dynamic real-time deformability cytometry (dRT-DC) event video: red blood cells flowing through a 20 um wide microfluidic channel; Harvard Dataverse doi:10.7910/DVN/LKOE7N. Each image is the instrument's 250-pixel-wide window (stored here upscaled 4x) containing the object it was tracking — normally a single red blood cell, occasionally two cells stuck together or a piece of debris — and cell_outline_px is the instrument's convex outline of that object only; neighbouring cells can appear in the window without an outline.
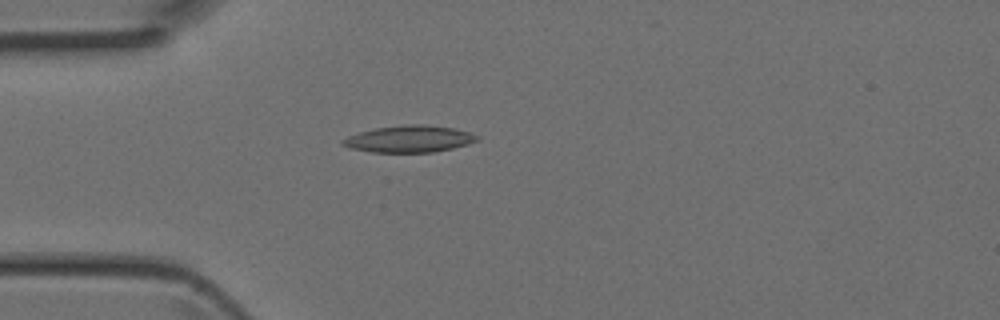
{"species": "Egyptian fruit bat (a non-hibernating species)", "species_latin": "Rousettus aegyptiacus", "temperature_condition": "room temperature", "stored_images_in_passage": 4, "camera_frame_rate_fps": 3000, "um_per_image_px": 0.085, "animal": {"sex": "female"}, "frame": {"image": 1, "passage_image": 4, "time_ms": 1.0, "image_size_px": [1000, 320], "cell_outline_px": [[480, 140], [468, 144], [452, 148], [432, 152], [372, 152], [352, 148], [340, 144], [340, 140], [348, 136], [360, 132], [376, 128], [408, 124], [424, 124], [452, 128], [468, 132], [480, 136]], "centroid_in_image_um": [34.79, 11.81], "position_along_channel_um": 50.2, "area_um2": 20.87}}